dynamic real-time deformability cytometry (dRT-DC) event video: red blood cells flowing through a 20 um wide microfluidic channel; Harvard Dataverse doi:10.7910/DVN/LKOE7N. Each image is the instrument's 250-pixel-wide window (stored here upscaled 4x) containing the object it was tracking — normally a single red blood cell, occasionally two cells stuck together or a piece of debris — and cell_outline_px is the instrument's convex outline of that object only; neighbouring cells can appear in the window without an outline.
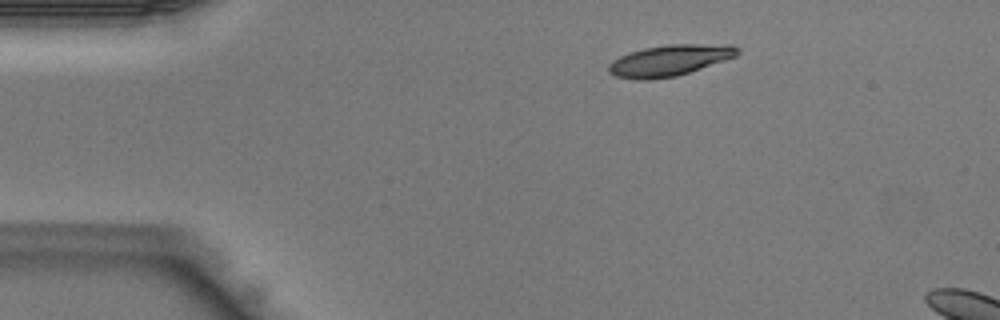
{"species": "Egyptian fruit bat (a non-hibernating species)", "species_latin": "Rousettus aegyptiacus", "temperature_condition": "warm", "stored_images_in_passage": 5, "camera_frame_rate_fps": 3000, "um_per_image_px": 0.085, "animal": {"sex": "male"}, "frame": {"image": 1, "passage_image": 1, "time_ms": 0.0, "image_size_px": [1000, 320], "cell_outline_px": [[740, 52], [736, 56], [676, 76], [648, 80], [636, 80], [616, 76], [608, 72], [608, 64], [612, 60], [628, 52], [644, 48], [668, 44], [732, 44], [740, 48]], "centroid_in_image_um": [56.89, 5.12], "position_along_channel_um": 28.1, "area_um2": 23.41}}